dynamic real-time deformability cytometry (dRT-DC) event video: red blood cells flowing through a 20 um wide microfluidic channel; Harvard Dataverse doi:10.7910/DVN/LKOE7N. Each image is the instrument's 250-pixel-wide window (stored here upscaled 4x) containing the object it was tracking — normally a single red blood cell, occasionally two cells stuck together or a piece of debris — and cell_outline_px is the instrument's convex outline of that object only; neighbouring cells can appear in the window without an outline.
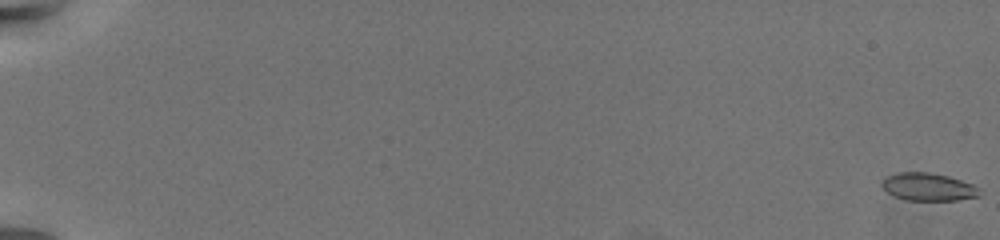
{"species": "common noctule bat (a hibernating species)", "species_latin": "Nyctalus noctula", "temperature_condition": "warm", "stored_images_in_passage": 68, "segment_of_instrument_passage": [1, 2], "camera_frame_rate_fps": 3000, "um_per_image_px": 0.085, "animal": {"sex": "female", "body_mass_g": 19.5, "forearm_length_mm": 54.1}, "frame": {"image": 1, "passage_image": 1, "time_ms": 0.0, "image_size_px": [1000, 240], "cell_outline_px": [[980, 196], [956, 200], [908, 200], [896, 196], [888, 192], [880, 184], [880, 180], [884, 176], [896, 172], [928, 172], [948, 176], [972, 184], [976, 188]], "centroid_in_image_um": [78.82, 15.87], "position_along_channel_um": 6.2, "area_um2": 15.66}}
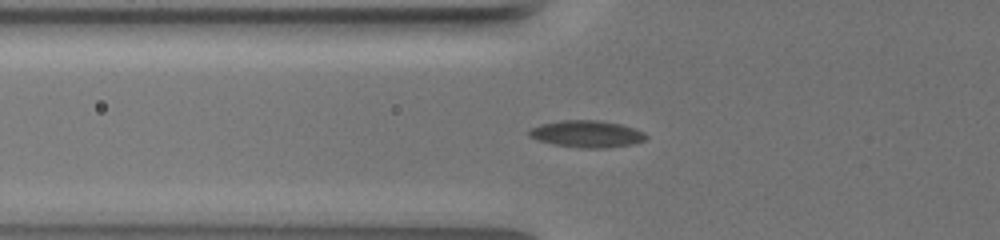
{"frame": {"image": 2, "passage_image": 28, "time_ms": 9.0, "image_size_px": [1000, 240], "cell_outline_px": [[648, 136], [644, 140], [632, 144], [608, 148], [580, 148], [552, 144], [528, 136], [528, 132], [532, 128], [540, 124], [560, 120], [596, 120], [620, 124], [644, 132]], "centroid_in_image_um": [49.87, 11.39], "position_along_channel_um": 75.9, "area_um2": 18.26}}
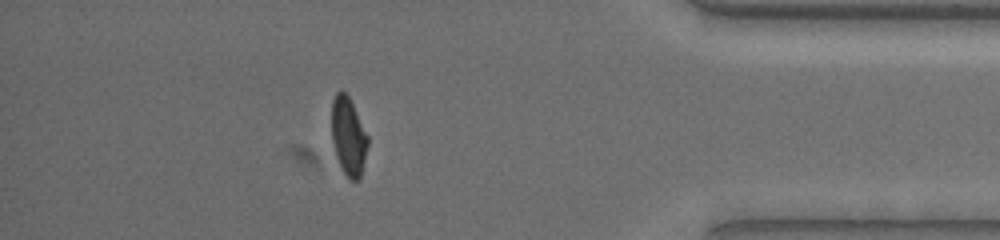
{"frame": {"image": 3, "passage_image": 60, "time_ms": 19.667, "image_size_px": [1000, 240], "cell_outline_px": [[368, 144], [360, 176], [356, 180], [348, 180], [340, 168], [336, 156], [332, 140], [332, 100], [336, 92], [344, 92], [348, 96], [368, 136]], "centroid_in_image_um": [29.6, 11.62], "position_along_channel_um": 405.6, "area_um2": 16.24}}